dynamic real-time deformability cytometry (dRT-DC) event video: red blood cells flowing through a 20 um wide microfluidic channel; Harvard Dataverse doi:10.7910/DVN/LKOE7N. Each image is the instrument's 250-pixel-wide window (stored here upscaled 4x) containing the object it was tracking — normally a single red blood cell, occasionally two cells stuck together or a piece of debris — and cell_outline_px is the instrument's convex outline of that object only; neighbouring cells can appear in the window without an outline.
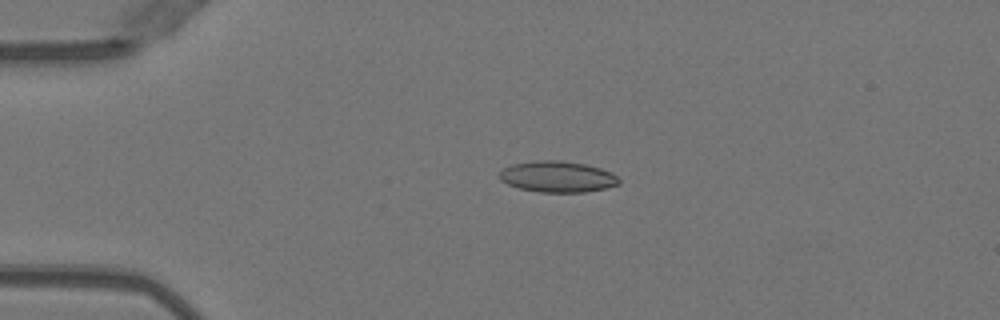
{"species": "Egyptian fruit bat (a non-hibernating species)", "species_latin": "Rousettus aegyptiacus", "temperature_condition": "warm", "stored_images_in_passage": 50, "camera_frame_rate_fps": 3000, "um_per_image_px": 0.085, "animal": {"sex": "female"}, "frame": {"image": 1, "passage_image": 11, "time_ms": 3.333, "image_size_px": [1000, 320], "cell_outline_px": [[620, 184], [608, 188], [584, 192], [540, 192], [520, 188], [508, 184], [500, 180], [500, 172], [504, 168], [512, 164], [536, 160], [560, 160], [584, 164], [600, 168], [612, 172], [620, 180]], "centroid_in_image_um": [47.41, 15.02], "position_along_channel_um": 37.6, "area_um2": 21.68}}
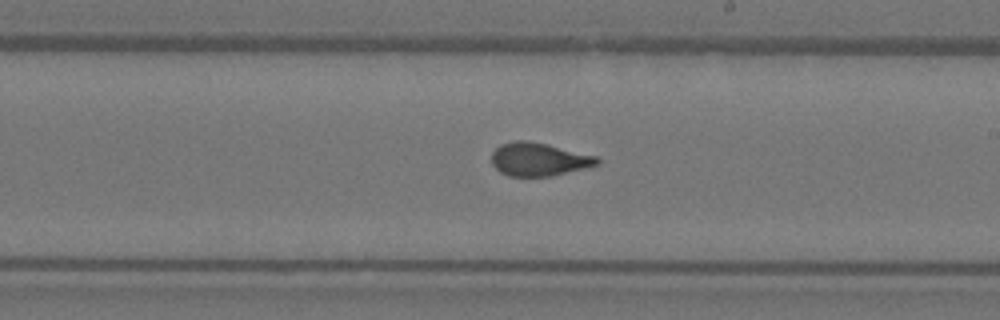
{"frame": {"image": 2, "passage_image": 29, "time_ms": 9.333, "image_size_px": [1000, 320], "cell_outline_px": [[600, 164], [552, 176], [508, 176], [500, 172], [492, 164], [492, 152], [500, 144], [516, 140], [524, 140], [548, 144], [596, 156], [600, 160]], "centroid_in_image_um": [45.79, 13.54], "position_along_channel_um": 243.2, "area_um2": 20.4}}
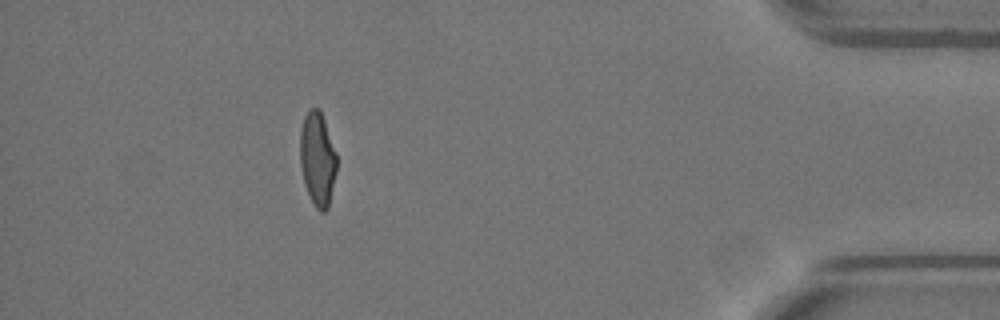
{"frame": {"image": 3, "passage_image": 45, "time_ms": 14.667, "image_size_px": [1000, 320], "cell_outline_px": [[336, 172], [328, 208], [324, 212], [320, 212], [312, 204], [304, 184], [300, 164], [300, 128], [304, 116], [308, 108], [320, 108], [336, 152]], "centroid_in_image_um": [26.97, 13.5], "position_along_channel_um": 408.2, "area_um2": 20.29}, "authors_computed_cell_mechanics": {"area_um2": 20.6635, "velocity_mm_per_s": 4.0291, "shape_relaxation_time_tau1_ms": 6.8452, "shape_relaxation_time_tau2_ms": 0.8403, "deformation_change_tau1": 0.2135, "deformation_change_tau2": 0.0652}}